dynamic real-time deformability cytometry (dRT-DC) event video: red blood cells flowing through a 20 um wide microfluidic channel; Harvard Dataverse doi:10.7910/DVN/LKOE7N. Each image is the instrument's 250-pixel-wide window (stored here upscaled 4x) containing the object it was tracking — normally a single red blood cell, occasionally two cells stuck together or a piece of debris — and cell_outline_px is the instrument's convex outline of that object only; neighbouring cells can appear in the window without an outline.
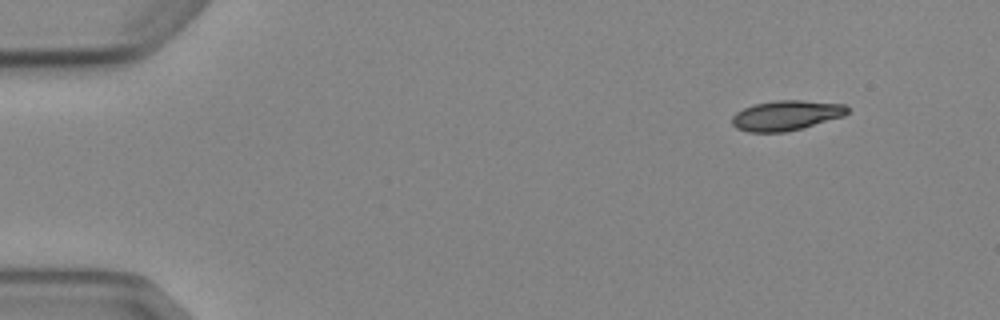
{"species": "Egyptian fruit bat (a non-hibernating species)", "species_latin": "Rousettus aegyptiacus", "temperature_condition": "cold", "stored_images_in_passage": 4, "camera_frame_rate_fps": 3000, "um_per_image_px": 0.085, "animal": {"sex": "female"}, "frame": {"image": 1, "passage_image": 1, "time_ms": 0.0, "image_size_px": [1000, 320], "cell_outline_px": [[848, 112], [844, 116], [804, 128], [784, 132], [748, 132], [736, 128], [732, 124], [732, 116], [736, 112], [744, 108], [756, 104], [776, 100], [804, 100], [844, 104], [848, 108]], "centroid_in_image_um": [66.83, 9.81], "position_along_channel_um": 18.2, "area_um2": 20.23}}
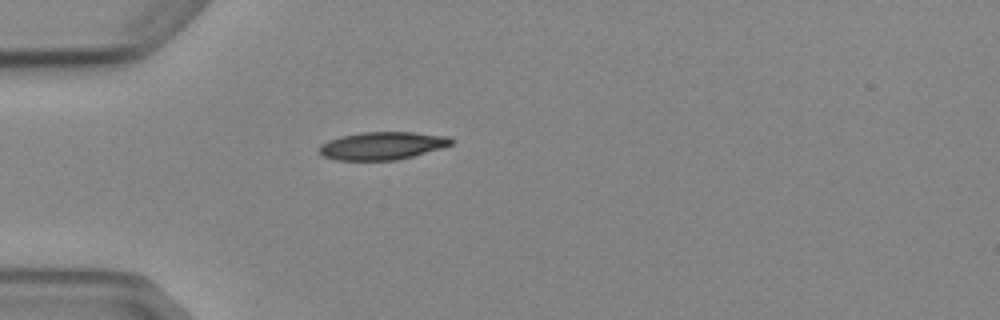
{"frame": {"image": 2, "passage_image": 4, "time_ms": 3.333, "image_size_px": [1000, 320], "cell_outline_px": [[452, 144], [440, 148], [412, 156], [396, 160], [336, 160], [324, 156], [320, 152], [320, 144], [328, 140], [340, 136], [360, 132], [412, 132], [448, 136], [452, 140]], "centroid_in_image_um": [32.46, 12.38], "position_along_channel_um": 52.5, "area_um2": 21.21}}